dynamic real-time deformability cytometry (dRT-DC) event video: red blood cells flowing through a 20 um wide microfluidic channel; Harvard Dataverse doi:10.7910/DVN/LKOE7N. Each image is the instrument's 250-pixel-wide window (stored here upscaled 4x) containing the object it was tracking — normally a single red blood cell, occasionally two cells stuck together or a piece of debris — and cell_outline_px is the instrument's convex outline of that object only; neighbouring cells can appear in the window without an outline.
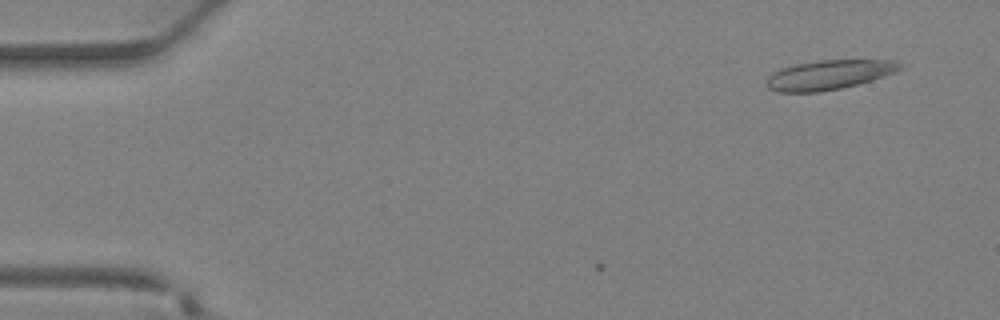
{"species": "Egyptian fruit bat (a non-hibernating species)", "species_latin": "Rousettus aegyptiacus", "temperature_condition": "warm", "stored_images_in_passage": 5, "camera_frame_rate_fps": 3000, "um_per_image_px": 0.085, "animal": {"sex": "female"}, "frame": {"image": 1, "passage_image": 1, "time_ms": 0.0, "image_size_px": [1000, 320], "cell_outline_px": [[908, 64], [904, 68], [872, 80], [840, 88], [820, 92], [776, 92], [768, 88], [764, 84], [768, 76], [772, 72], [780, 68], [796, 64], [820, 60], [896, 60]], "centroid_in_image_um": [70.46, 6.35], "position_along_channel_um": 14.5, "area_um2": 23.18}}